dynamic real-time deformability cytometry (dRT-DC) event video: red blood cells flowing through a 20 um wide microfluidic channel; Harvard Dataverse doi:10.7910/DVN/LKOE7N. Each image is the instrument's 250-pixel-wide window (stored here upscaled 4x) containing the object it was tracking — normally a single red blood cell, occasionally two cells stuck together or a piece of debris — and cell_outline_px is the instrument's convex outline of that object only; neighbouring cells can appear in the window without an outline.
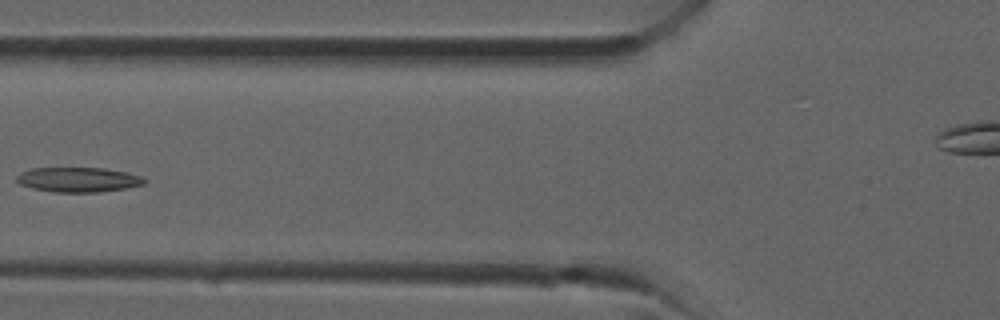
{"species": "common noctule bat (a hibernating species)", "species_latin": "Nyctalus noctula", "temperature_condition": "room temperature", "stored_images_in_passage": 30, "camera_frame_rate_fps": 3000, "um_per_image_px": 0.085, "animal": {"sex": "male", "forearm_length_mm": 52.5}, "frame": {"image": 1, "passage_image": 7, "time_ms": 2.0, "image_size_px": [1000, 320], "cell_outline_px": [[148, 180], [144, 184], [124, 188], [96, 192], [52, 192], [32, 188], [20, 184], [16, 180], [16, 176], [20, 172], [32, 168], [104, 168], [128, 172], [140, 176]], "centroid_in_image_um": [6.64, 15.26], "position_along_channel_um": 119.2, "area_um2": 18.44}}
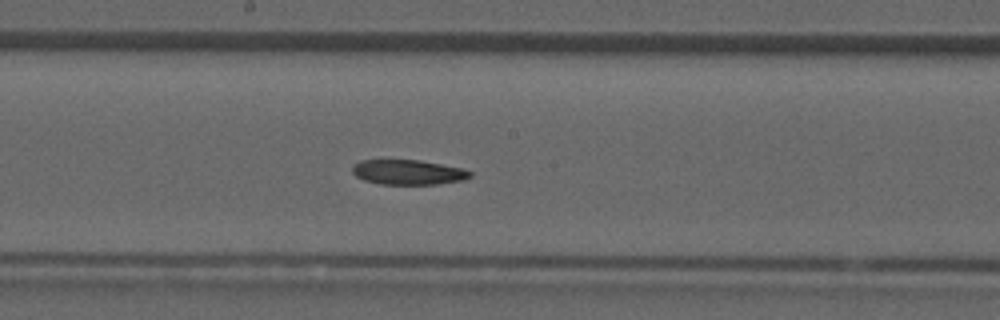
{"frame": {"image": 2, "passage_image": 12, "time_ms": 3.667, "image_size_px": [1000, 320], "cell_outline_px": [[472, 176], [464, 180], [436, 184], [380, 184], [364, 180], [356, 176], [352, 172], [352, 164], [360, 160], [420, 160], [464, 168], [472, 172]], "centroid_in_image_um": [34.7, 14.63], "position_along_channel_um": 213.5, "area_um2": 17.22}}
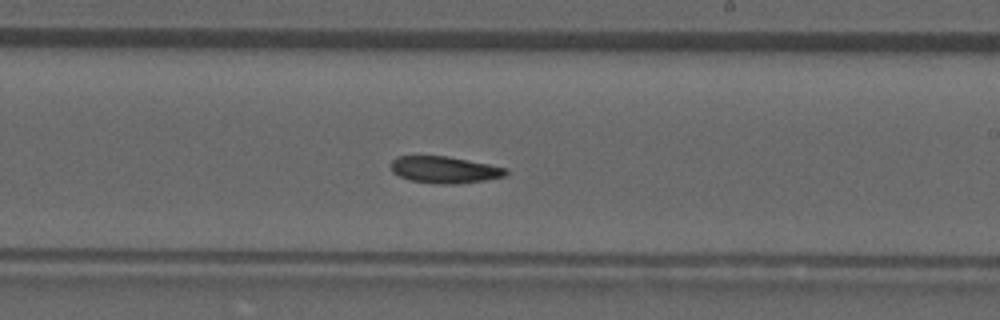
{"frame": {"image": 3, "passage_image": 14, "time_ms": 4.333, "image_size_px": [1000, 320], "cell_outline_px": [[508, 172], [504, 176], [484, 180], [456, 184], [440, 184], [408, 180], [392, 172], [392, 160], [396, 156], [444, 156], [488, 164], [508, 168]], "centroid_in_image_um": [37.77, 14.43], "position_along_channel_um": 251.2, "area_um2": 17.74}}